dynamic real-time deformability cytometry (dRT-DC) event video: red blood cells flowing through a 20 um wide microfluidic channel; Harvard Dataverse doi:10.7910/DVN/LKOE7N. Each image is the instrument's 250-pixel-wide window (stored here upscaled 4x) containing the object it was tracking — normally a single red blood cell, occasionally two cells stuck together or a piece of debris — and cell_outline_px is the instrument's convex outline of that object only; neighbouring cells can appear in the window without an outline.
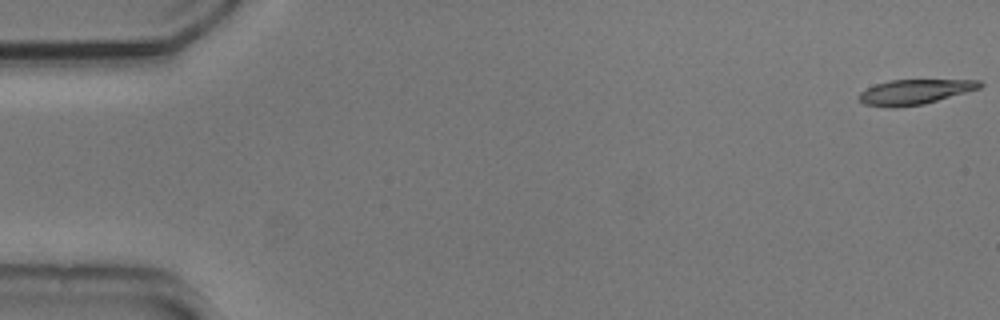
{"species": "common noctule bat (a hibernating species)", "species_latin": "Nyctalus noctula", "temperature_condition": "cold", "stored_images_in_passage": 55, "camera_frame_rate_fps": 3000, "um_per_image_px": 0.085, "animal": {"sex": "male", "body_mass_g": 20.5, "forearm_length_mm": 52.5}, "frame": {"image": 1, "passage_image": 1, "time_ms": 0.0, "image_size_px": [1000, 320], "cell_outline_px": [[984, 84], [980, 88], [924, 104], [896, 108], [892, 108], [864, 104], [856, 96], [860, 92], [876, 84], [888, 80], [980, 80]], "centroid_in_image_um": [77.73, 7.81], "position_along_channel_um": 7.3, "area_um2": 17.57}}
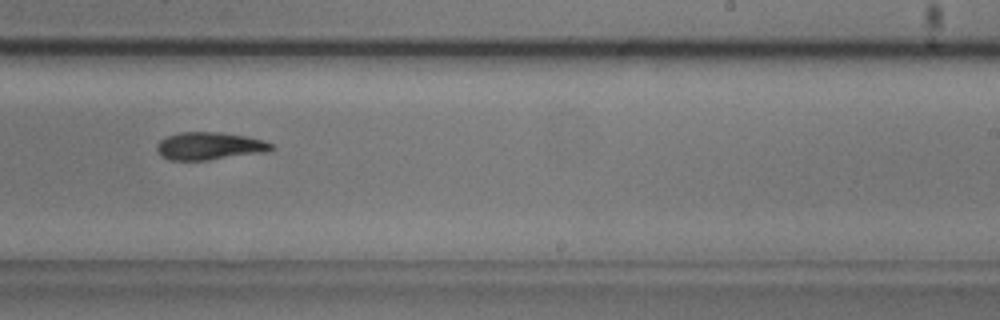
{"frame": {"image": 2, "passage_image": 34, "time_ms": 11.0, "image_size_px": [1000, 320], "cell_outline_px": [[276, 148], [268, 152], [208, 160], [168, 160], [160, 156], [156, 148], [156, 144], [160, 140], [168, 136], [180, 132], [220, 132], [248, 136], [264, 140], [272, 144]], "centroid_in_image_um": [17.83, 12.41], "position_along_channel_um": 271.2, "area_um2": 18.73}}
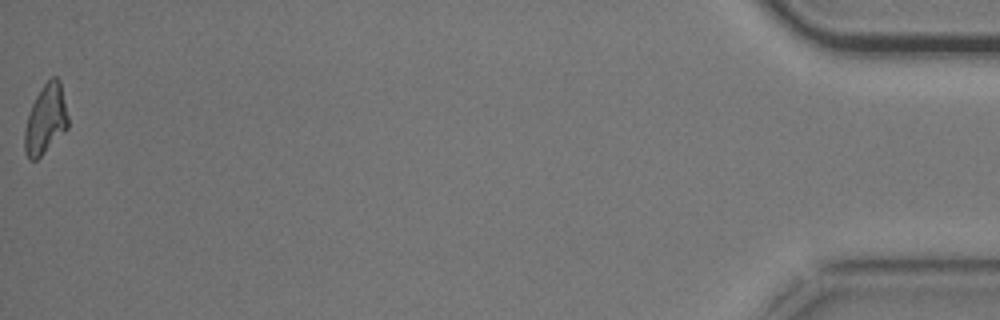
{"frame": {"image": 3, "passage_image": 55, "time_ms": 18.0, "image_size_px": [1000, 320], "cell_outline_px": [[68, 128], [36, 160], [28, 160], [24, 152], [24, 128], [28, 112], [36, 96], [44, 84], [52, 76], [56, 76], [60, 80], [68, 116]], "centroid_in_image_um": [3.86, 10.15], "position_along_channel_um": 431.3, "area_um2": 17.63}, "authors_computed_cell_mechanics": {"area_um2": 18.5538, "velocity_mm_per_s": 3.6908, "shape_relaxation_time_tau1_ms": 4.4794, "shape_relaxation_time_tau2_ms": null, "deformation_change_tau1": 0.1621, "deformation_change_tau2": null}}